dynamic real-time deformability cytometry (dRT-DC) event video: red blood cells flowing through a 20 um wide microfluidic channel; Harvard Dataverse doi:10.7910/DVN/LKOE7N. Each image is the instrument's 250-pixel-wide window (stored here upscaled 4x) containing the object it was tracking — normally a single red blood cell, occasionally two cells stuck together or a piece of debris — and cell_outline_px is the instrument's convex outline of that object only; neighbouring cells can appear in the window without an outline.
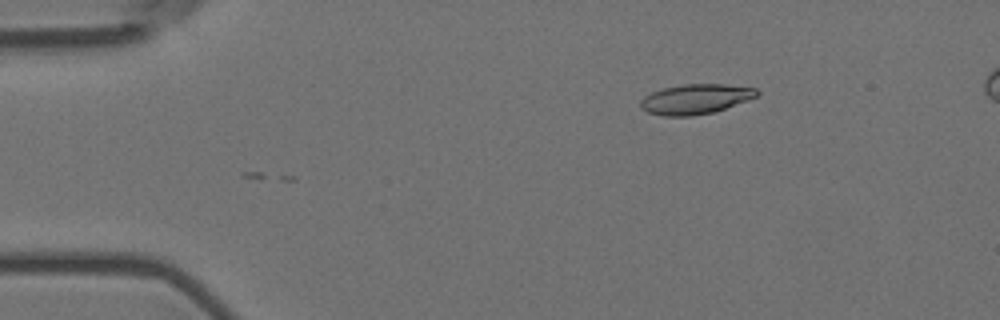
{"species": "Egyptian fruit bat (a non-hibernating species)", "species_latin": "Rousettus aegyptiacus", "temperature_condition": "room temperature", "stored_images_in_passage": 4, "camera_frame_rate_fps": 3000, "um_per_image_px": 0.085, "animal": {"sex": "female"}, "frame": {"image": 1, "passage_image": 4, "time_ms": 1.0, "image_size_px": [1000, 320], "cell_outline_px": [[760, 92], [756, 96], [748, 100], [712, 112], [692, 116], [664, 116], [648, 112], [640, 108], [640, 100], [644, 96], [652, 92], [664, 88], [684, 84], [724, 84], [756, 88]], "centroid_in_image_um": [59.09, 8.42], "position_along_channel_um": 25.9, "area_um2": 20.17}}